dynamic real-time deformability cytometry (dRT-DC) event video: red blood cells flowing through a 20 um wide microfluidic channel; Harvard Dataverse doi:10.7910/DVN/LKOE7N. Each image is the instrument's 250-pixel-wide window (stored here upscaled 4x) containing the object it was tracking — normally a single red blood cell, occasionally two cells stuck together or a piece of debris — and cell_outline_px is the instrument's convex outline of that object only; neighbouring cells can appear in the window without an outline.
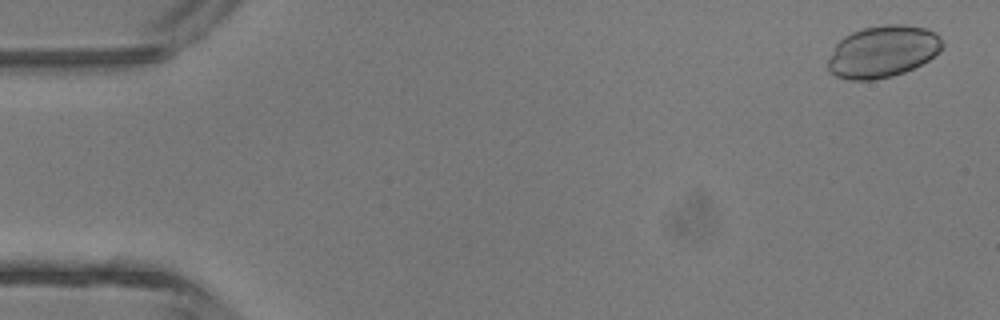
{"species": "common noctule bat (a hibernating species)", "species_latin": "Nyctalus noctula", "temperature_condition": "room temperature", "stored_images_in_passage": 46, "camera_frame_rate_fps": 3000, "um_per_image_px": 0.085, "animal": {"sex": "male", "body_mass_g": 13.3}, "frame": {"image": 1, "passage_image": 2, "time_ms": 0.333, "image_size_px": [1000, 320], "cell_outline_px": [[944, 44], [940, 52], [928, 60], [904, 72], [892, 76], [872, 80], [848, 80], [836, 76], [828, 72], [828, 60], [836, 44], [844, 36], [852, 32], [864, 28], [884, 24], [904, 24], [924, 28], [936, 32], [940, 36]], "centroid_in_image_um": [75.04, 4.38], "position_along_channel_um": 10.0, "area_um2": 34.68}}